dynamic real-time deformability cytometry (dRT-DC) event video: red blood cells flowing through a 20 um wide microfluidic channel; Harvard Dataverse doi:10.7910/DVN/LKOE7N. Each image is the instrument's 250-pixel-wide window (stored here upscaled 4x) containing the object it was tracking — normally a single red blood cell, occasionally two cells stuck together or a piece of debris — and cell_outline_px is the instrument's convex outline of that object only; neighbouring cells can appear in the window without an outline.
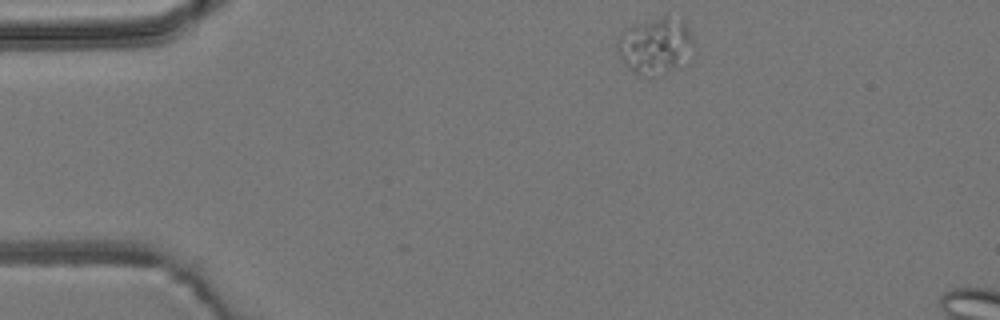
{"species": "common noctule bat (a hibernating species)", "species_latin": "Nyctalus noctula", "temperature_condition": "room temperature", "stored_images_in_passage": 3, "segment_of_instrument_passage": [1, 2], "camera_frame_rate_fps": 3000, "um_per_image_px": 0.085, "animal": {"sex": "male", "body_mass_g": 19.2, "forearm_length_mm": 51.8}, "frame": {"image": 1, "passage_image": 1, "time_ms": 0.0, "image_size_px": [1000, 320], "cell_outline_px": [[696, 52], [692, 60], [688, 64], [664, 72], [644, 76], [628, 68], [624, 64], [616, 52], [616, 40], [620, 32], [624, 28], [632, 24], [660, 16], [664, 16], [684, 20], [696, 44]], "centroid_in_image_um": [55.76, 3.87], "position_along_channel_um": 29.2, "area_um2": 26.18}}
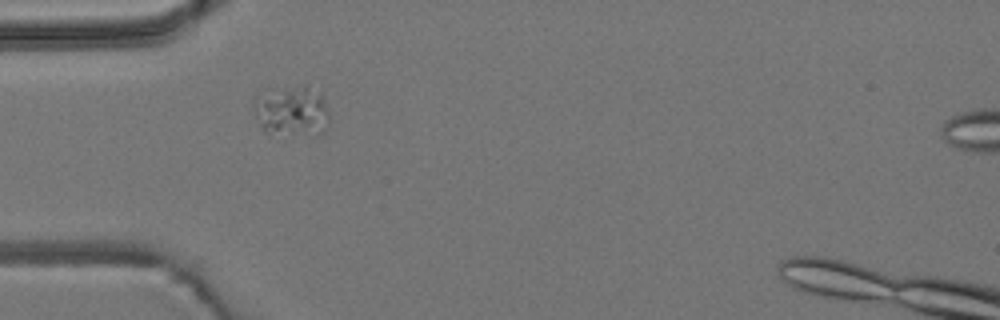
{"frame": {"image": 2, "passage_image": 2, "time_ms": 2.333, "image_size_px": [1000, 320], "cell_outline_px": [[328, 120], [324, 132], [316, 136], [268, 132], [260, 124], [252, 108], [252, 96], [256, 92], [264, 88], [304, 84], [320, 92], [324, 100], [328, 112]], "centroid_in_image_um": [24.74, 9.36], "position_along_channel_um": 60.3, "area_um2": 23.18}}